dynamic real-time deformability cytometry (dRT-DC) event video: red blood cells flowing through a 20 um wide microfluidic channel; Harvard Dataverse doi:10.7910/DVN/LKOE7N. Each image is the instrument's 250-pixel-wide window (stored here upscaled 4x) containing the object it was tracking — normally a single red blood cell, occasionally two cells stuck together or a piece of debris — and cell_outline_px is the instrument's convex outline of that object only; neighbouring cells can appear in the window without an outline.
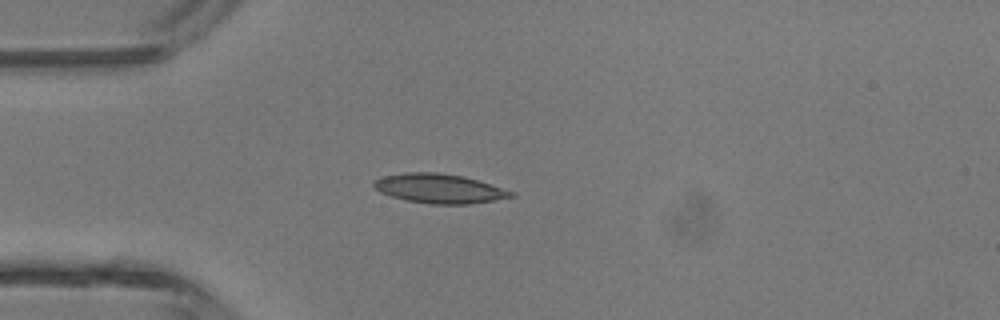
{"species": "common noctule bat (a hibernating species)", "species_latin": "Nyctalus noctula", "temperature_condition": "room temperature", "stored_images_in_passage": 2, "camera_frame_rate_fps": 3000, "um_per_image_px": 0.085, "animal": {"sex": "male", "body_mass_g": 13.3}, "frame": {"image": 1, "passage_image": 2, "time_ms": 1.0, "image_size_px": [1000, 320], "cell_outline_px": [[516, 196], [468, 204], [432, 204], [404, 200], [380, 192], [372, 184], [372, 180], [384, 176], [404, 172], [440, 172], [464, 176], [516, 192]], "centroid_in_image_um": [37.33, 16.01], "position_along_channel_um": 47.7, "area_um2": 23.52}}